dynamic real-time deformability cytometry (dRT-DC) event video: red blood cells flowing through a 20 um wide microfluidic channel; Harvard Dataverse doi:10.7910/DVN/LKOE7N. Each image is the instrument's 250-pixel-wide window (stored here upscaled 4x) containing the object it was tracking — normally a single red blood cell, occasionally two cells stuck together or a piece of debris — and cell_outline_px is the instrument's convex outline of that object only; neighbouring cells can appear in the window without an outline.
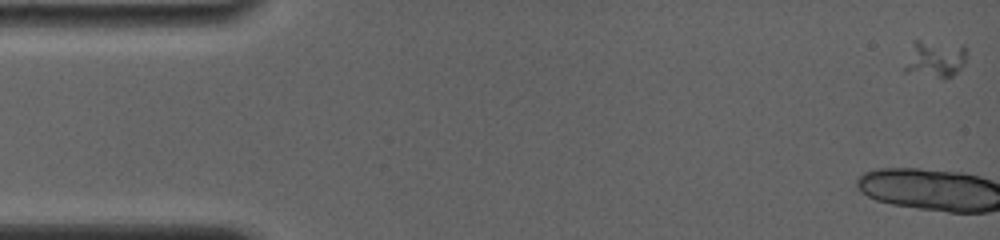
{"species": "common noctule bat (a hibernating species)", "species_latin": "Nyctalus noctula", "temperature_condition": "room temperature", "stored_images_in_passage": 14, "camera_frame_rate_fps": 4000, "um_per_image_px": 0.085, "animal": {"sex": "female", "body_mass_g": 19.0, "forearm_length_mm": 56.7}, "frame": {"image": 1, "passage_image": 1, "time_ms": 0.0, "image_size_px": [1000, 240], "cell_outline_px": [[964, 64], [952, 76], [936, 76], [904, 72], [900, 68], [912, 40], [920, 40], [964, 44]], "centroid_in_image_um": [79.35, 4.95], "position_along_channel_um": 5.6, "area_um2": 13.64}}
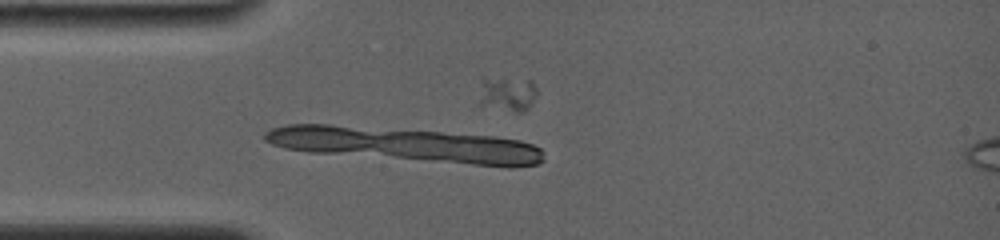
{"frame": {"image": 2, "passage_image": 13, "time_ms": 4.5, "image_size_px": [1000, 240], "cell_outline_px": [[536, 96], [528, 108], [520, 112], [516, 112], [476, 104], [480, 76], [484, 76], [532, 80], [536, 88]], "centroid_in_image_um": [43.01, 7.93], "position_along_channel_um": 42.0, "area_um2": 12.43}}